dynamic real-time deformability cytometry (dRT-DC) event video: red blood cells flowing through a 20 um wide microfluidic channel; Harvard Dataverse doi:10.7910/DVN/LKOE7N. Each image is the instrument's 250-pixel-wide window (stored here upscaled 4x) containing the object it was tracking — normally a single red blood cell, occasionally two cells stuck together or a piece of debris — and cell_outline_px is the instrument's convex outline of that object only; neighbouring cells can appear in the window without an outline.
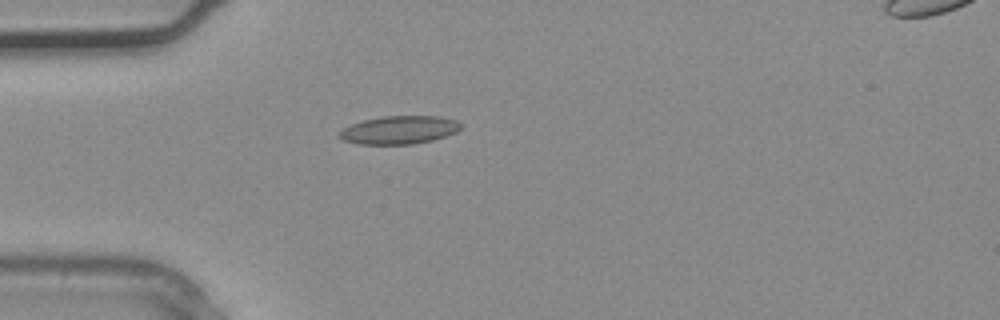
{"species": "common noctule bat (a hibernating species)", "species_latin": "Nyctalus noctula", "temperature_condition": "warm", "stored_images_in_passage": 2, "camera_frame_rate_fps": 3000, "um_per_image_px": 0.085, "animal": {"sex": "male", "body_mass_g": 20.4}, "frame": {"image": 1, "passage_image": 2, "time_ms": 0.333, "image_size_px": [1000, 320], "cell_outline_px": [[464, 124], [456, 132], [432, 140], [412, 144], [360, 144], [344, 140], [340, 136], [340, 132], [344, 128], [352, 124], [364, 120], [384, 116], [440, 116], [456, 120]], "centroid_in_image_um": [33.99, 11.04], "position_along_channel_um": 51.0, "area_um2": 19.71}}